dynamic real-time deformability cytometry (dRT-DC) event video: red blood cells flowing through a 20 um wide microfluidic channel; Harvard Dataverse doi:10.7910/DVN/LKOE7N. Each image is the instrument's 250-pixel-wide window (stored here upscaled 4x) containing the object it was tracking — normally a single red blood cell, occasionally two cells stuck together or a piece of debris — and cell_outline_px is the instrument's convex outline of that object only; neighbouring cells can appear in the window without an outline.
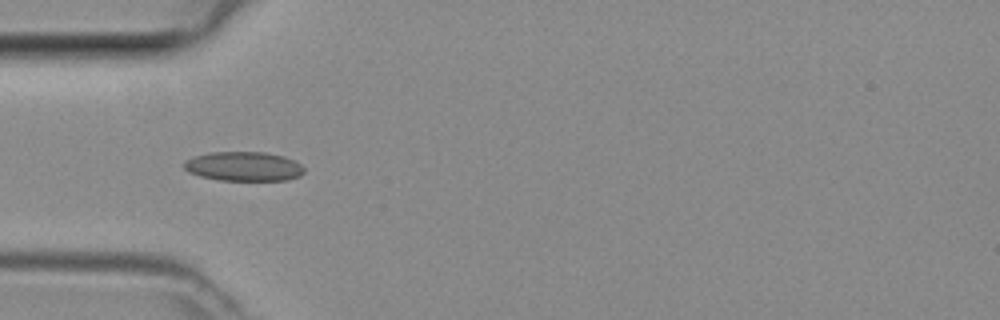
{"species": "common noctule bat (a hibernating species)", "species_latin": "Nyctalus noctula", "temperature_condition": "room temperature", "stored_images_in_passage": 4, "camera_frame_rate_fps": 3000, "um_per_image_px": 0.085, "animal": {"sex": "female", "body_mass_g": 29.2, "forearm_length_mm": 56.3}, "frame": {"image": 1, "passage_image": 4, "time_ms": 1.0, "image_size_px": [1000, 320], "cell_outline_px": [[304, 172], [300, 176], [288, 180], [220, 180], [200, 176], [188, 172], [184, 168], [184, 160], [192, 156], [212, 152], [264, 152], [284, 156], [296, 160], [304, 168]], "centroid_in_image_um": [20.72, 14.14], "position_along_channel_um": 64.3, "area_um2": 20.69}}